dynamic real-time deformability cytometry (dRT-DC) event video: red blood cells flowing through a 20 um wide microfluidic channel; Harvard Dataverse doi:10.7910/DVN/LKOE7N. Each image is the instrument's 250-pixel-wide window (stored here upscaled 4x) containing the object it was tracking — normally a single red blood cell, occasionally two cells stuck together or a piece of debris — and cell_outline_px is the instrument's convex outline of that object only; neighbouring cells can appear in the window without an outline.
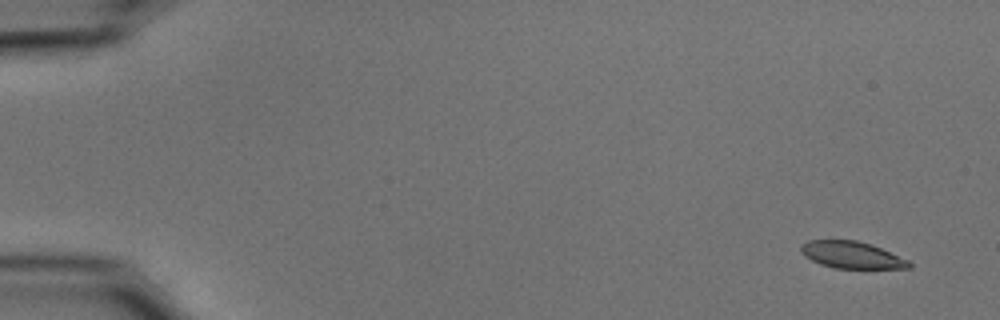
{"species": "common noctule bat (a hibernating species)", "species_latin": "Nyctalus noctula", "temperature_condition": "cold", "stored_images_in_passage": 12, "camera_frame_rate_fps": 3000, "um_per_image_px": 0.085, "animal": {"sex": "male", "body_mass_g": 15.6}, "frame": {"image": 1, "passage_image": 1, "time_ms": 0.0, "image_size_px": [1000, 320], "cell_outline_px": [[912, 268], [832, 268], [820, 264], [804, 256], [800, 252], [800, 248], [808, 240], [856, 240], [872, 244], [908, 260], [912, 264]], "centroid_in_image_um": [72.39, 21.67], "position_along_channel_um": 12.6, "area_um2": 16.94}}